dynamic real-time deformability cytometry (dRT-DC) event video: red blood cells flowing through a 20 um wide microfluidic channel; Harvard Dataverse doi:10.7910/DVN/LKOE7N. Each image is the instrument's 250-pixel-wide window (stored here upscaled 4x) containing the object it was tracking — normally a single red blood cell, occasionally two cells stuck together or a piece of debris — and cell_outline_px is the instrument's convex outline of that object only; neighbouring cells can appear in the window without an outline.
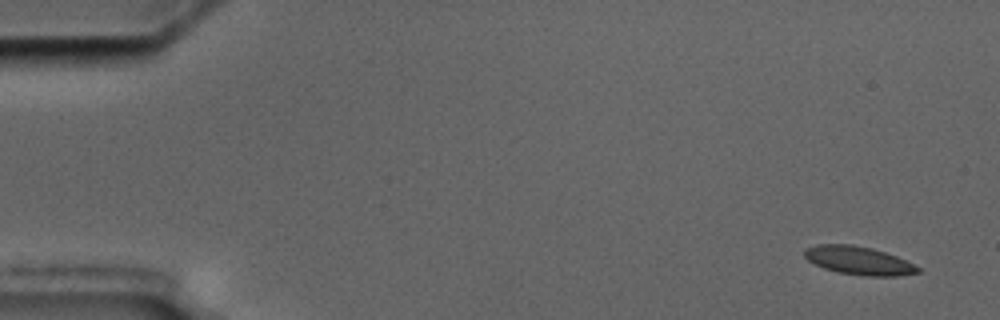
{"species": "common noctule bat (a hibernating species)", "species_latin": "Nyctalus noctula", "temperature_condition": "cold", "stored_images_in_passage": 11, "camera_frame_rate_fps": 3000, "um_per_image_px": 0.085, "animal": {"sex": "male", "body_mass_g": 17.5, "forearm_length_mm": 52.3}, "frame": {"image": 1, "passage_image": 1, "time_ms": 0.0, "image_size_px": [1000, 320], "cell_outline_px": [[920, 272], [896, 276], [864, 276], [836, 272], [824, 268], [808, 260], [804, 256], [804, 248], [816, 244], [852, 244], [872, 248], [896, 256], [920, 268]], "centroid_in_image_um": [72.94, 22.14], "position_along_channel_um": 12.1, "area_um2": 18.67}}
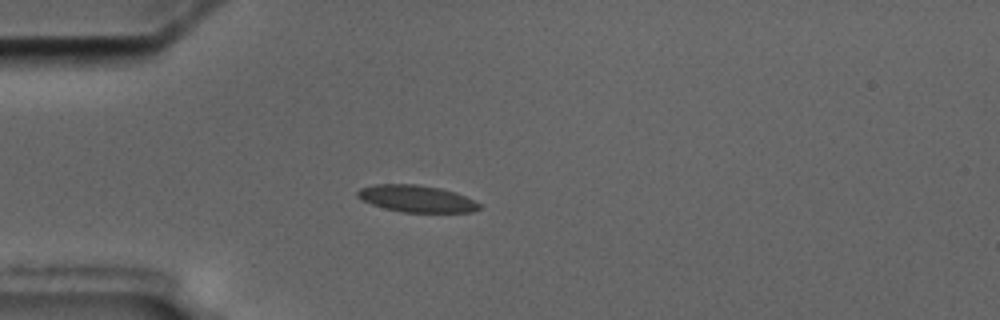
{"frame": {"image": 2, "passage_image": 4, "time_ms": 4.333, "image_size_px": [1000, 320], "cell_outline_px": [[480, 208], [472, 212], [400, 212], [384, 208], [372, 204], [356, 196], [356, 192], [360, 188], [376, 184], [416, 184], [440, 188], [456, 192], [480, 204]], "centroid_in_image_um": [35.39, 16.88], "position_along_channel_um": 49.6, "area_um2": 18.96}}
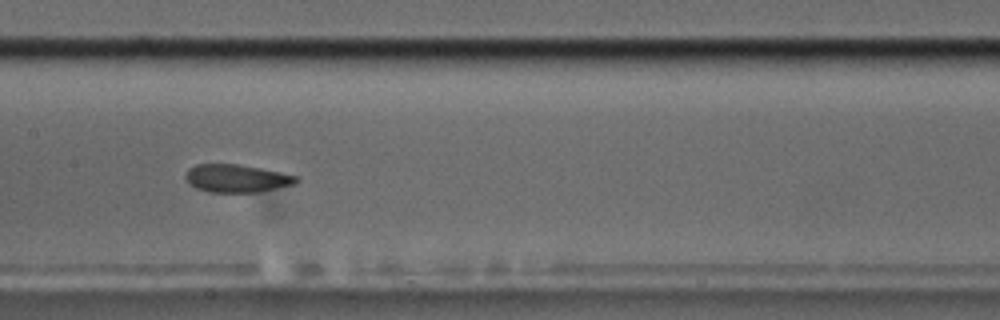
{"frame": {"image": 3, "passage_image": 8, "time_ms": 8.667, "image_size_px": [1000, 320], "cell_outline_px": [[300, 180], [296, 184], [256, 192], [208, 192], [196, 188], [188, 184], [184, 176], [188, 168], [196, 164], [236, 164], [260, 168], [300, 176]], "centroid_in_image_um": [20.11, 15.16], "position_along_channel_um": 187.3, "area_um2": 18.15}}